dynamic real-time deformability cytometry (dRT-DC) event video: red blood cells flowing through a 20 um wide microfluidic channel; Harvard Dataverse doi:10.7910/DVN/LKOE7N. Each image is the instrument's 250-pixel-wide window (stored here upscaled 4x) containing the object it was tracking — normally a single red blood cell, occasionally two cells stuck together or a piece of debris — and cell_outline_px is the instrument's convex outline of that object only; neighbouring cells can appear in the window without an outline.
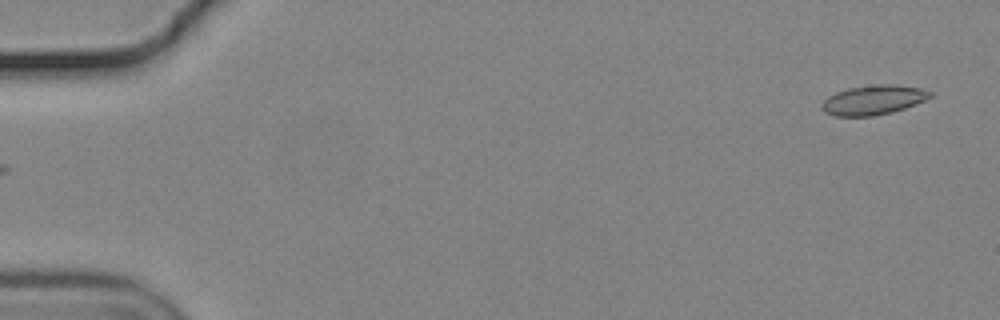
{"species": "common noctule bat (a hibernating species)", "species_latin": "Nyctalus noctula", "temperature_condition": "cold", "stored_images_in_passage": 55, "camera_frame_rate_fps": 3000, "um_per_image_px": 0.085, "animal": {"sex": "male", "body_mass_g": 19.2, "forearm_length_mm": 51.8}, "frame": {"image": 1, "passage_image": 1, "time_ms": 0.0, "image_size_px": [1000, 320], "cell_outline_px": [[932, 96], [916, 104], [892, 112], [872, 116], [836, 116], [824, 112], [820, 108], [820, 104], [828, 96], [836, 92], [848, 88], [880, 84], [896, 84], [920, 88], [932, 92]], "centroid_in_image_um": [74.21, 8.5], "position_along_channel_um": 10.8, "area_um2": 18.67}}
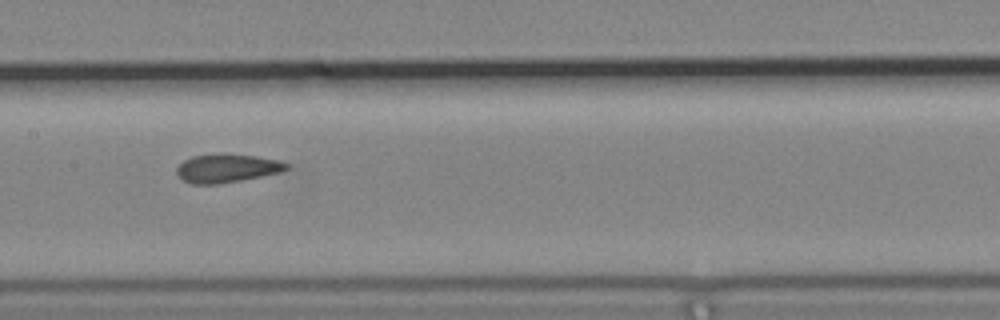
{"frame": {"image": 2, "passage_image": 27, "time_ms": 8.667, "image_size_px": [1000, 320], "cell_outline_px": [[288, 168], [280, 172], [240, 180], [216, 184], [192, 184], [176, 176], [176, 168], [184, 160], [192, 156], [220, 152], [256, 156], [276, 160], [288, 164]], "centroid_in_image_um": [19.22, 14.28], "position_along_channel_um": 188.2, "area_um2": 18.26}}
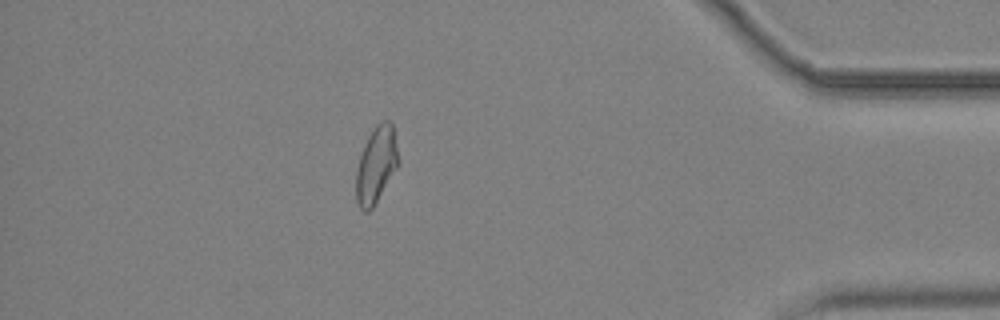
{"frame": {"image": 3, "passage_image": 48, "time_ms": 15.667, "image_size_px": [1000, 320], "cell_outline_px": [[396, 168], [372, 208], [368, 212], [364, 212], [360, 208], [356, 200], [356, 172], [360, 156], [364, 144], [368, 136], [376, 124], [384, 120], [388, 120], [392, 124], [396, 148]], "centroid_in_image_um": [31.92, 14.02], "position_along_channel_um": 403.3, "area_um2": 18.15}, "authors_computed_cell_mechanics": {"area_um2": 18.7272, "velocity_mm_per_s": 3.68, "shape_relaxation_time_tau1_ms": null, "shape_relaxation_time_tau2_ms": 1.5025, "deformation_change_tau1": null, "deformation_change_tau2": 0.0838}}